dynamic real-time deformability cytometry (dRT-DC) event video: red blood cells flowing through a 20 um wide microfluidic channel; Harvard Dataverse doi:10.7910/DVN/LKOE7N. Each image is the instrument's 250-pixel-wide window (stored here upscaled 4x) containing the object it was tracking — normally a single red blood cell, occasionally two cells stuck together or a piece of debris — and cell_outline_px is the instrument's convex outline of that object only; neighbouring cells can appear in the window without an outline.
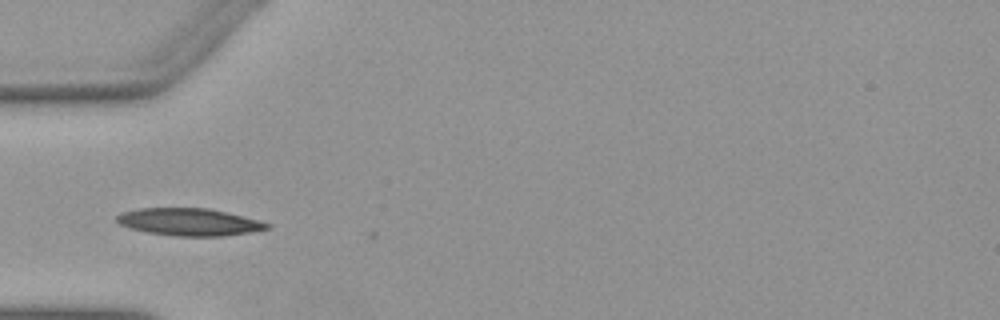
{"species": "Egyptian fruit bat (a non-hibernating species)", "species_latin": "Rousettus aegyptiacus", "temperature_condition": "warm", "stored_images_in_passage": 2, "camera_frame_rate_fps": 3000, "um_per_image_px": 0.085, "animal": {"sex": "female"}, "frame": {"image": 1, "passage_image": 1, "time_ms": 0.0, "image_size_px": [1000, 320], "cell_outline_px": [[272, 228], [224, 236], [176, 236], [144, 232], [120, 224], [116, 220], [116, 216], [124, 212], [140, 208], [208, 208], [260, 220], [272, 224]], "centroid_in_image_um": [16.12, 18.87], "position_along_channel_um": 68.9, "area_um2": 23.87}}